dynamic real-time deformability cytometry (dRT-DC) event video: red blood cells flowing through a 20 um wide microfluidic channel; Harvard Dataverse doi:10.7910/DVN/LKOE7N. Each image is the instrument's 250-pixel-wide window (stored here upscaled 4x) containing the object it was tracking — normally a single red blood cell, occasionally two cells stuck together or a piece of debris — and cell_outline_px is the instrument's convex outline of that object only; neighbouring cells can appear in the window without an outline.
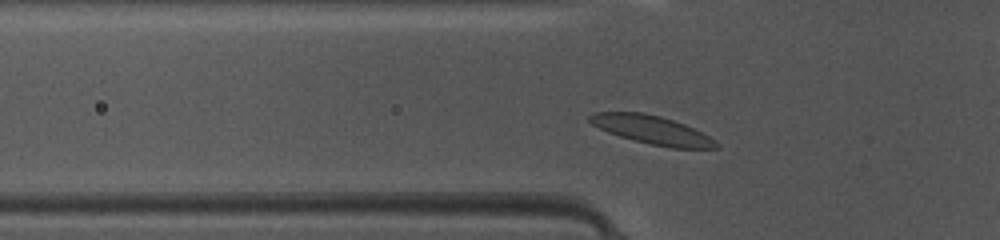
{"species": "common noctule bat (a hibernating species)", "species_latin": "Nyctalus noctula", "temperature_condition": "warm", "stored_images_in_passage": 38, "segment_of_instrument_passage": [1, 2], "camera_frame_rate_fps": 3000, "um_per_image_px": 0.085, "animal": {"sex": "female", "body_mass_g": 10.0, "forearm_length_mm": 53.1}, "frame": {"image": 1, "passage_image": 5, "time_ms": 1.333, "image_size_px": [1000, 240], "cell_outline_px": [[720, 148], [672, 148], [648, 144], [620, 136], [608, 132], [592, 124], [588, 120], [588, 116], [596, 112], [644, 112], [660, 116], [684, 124], [708, 136], [720, 144]], "centroid_in_image_um": [55.41, 11.04], "position_along_channel_um": 70.4, "area_um2": 20.81}}
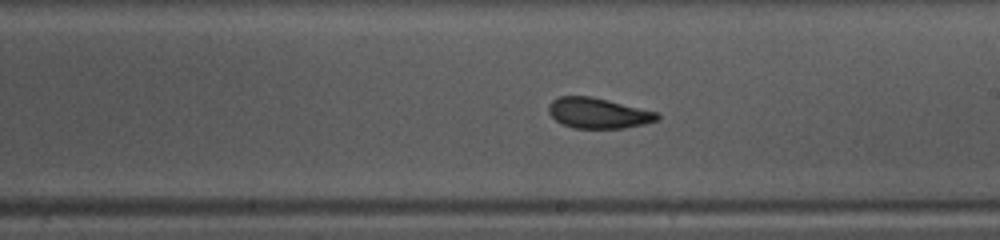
{"frame": {"image": 2, "passage_image": 17, "time_ms": 5.333, "image_size_px": [1000, 240], "cell_outline_px": [[660, 116], [656, 120], [644, 124], [624, 128], [572, 128], [556, 120], [548, 112], [548, 104], [552, 100], [560, 96], [592, 96], [656, 112]], "centroid_in_image_um": [50.81, 9.61], "position_along_channel_um": 238.2, "area_um2": 19.13}}
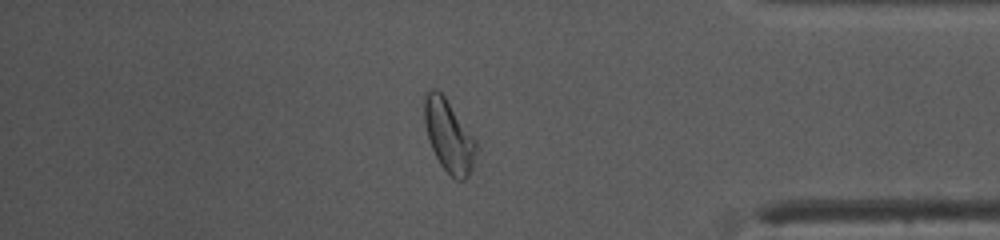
{"frame": {"image": 3, "passage_image": 30, "time_ms": 9.667, "image_size_px": [1000, 240], "cell_outline_px": [[476, 148], [472, 168], [468, 176], [464, 180], [456, 180], [440, 164], [432, 148], [428, 136], [424, 120], [424, 96], [428, 88], [436, 88], [444, 96], [476, 140]], "centroid_in_image_um": [38.13, 11.52], "position_along_channel_um": 397.1, "area_um2": 21.44}}